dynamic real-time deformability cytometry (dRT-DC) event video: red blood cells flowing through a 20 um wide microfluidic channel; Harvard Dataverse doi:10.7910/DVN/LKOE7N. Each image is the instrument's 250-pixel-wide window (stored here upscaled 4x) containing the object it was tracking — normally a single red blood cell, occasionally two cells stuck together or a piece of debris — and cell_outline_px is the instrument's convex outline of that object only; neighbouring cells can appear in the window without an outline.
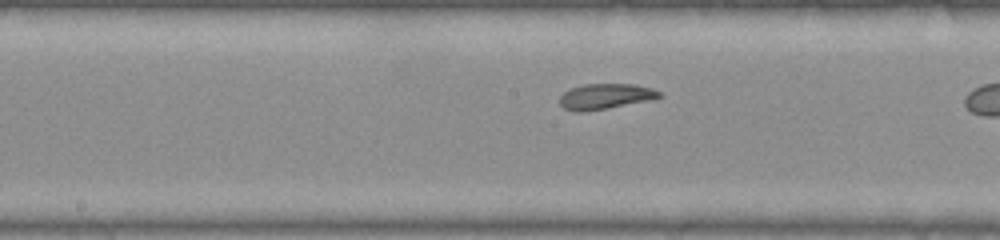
{"species": "common noctule bat (a hibernating species)", "species_latin": "Nyctalus noctula", "temperature_condition": "warm", "stored_images_in_passage": 26, "camera_frame_rate_fps": 3000, "um_per_image_px": 0.085, "animal": {"sex": "female", "body_mass_g": 22.0, "forearm_length_mm": 56.7}, "frame": {"image": 1, "passage_image": 12, "time_ms": 3.667, "image_size_px": [1000, 240], "cell_outline_px": [[664, 96], [652, 100], [608, 108], [580, 112], [572, 112], [564, 108], [560, 104], [560, 96], [564, 92], [572, 88], [584, 84], [636, 84], [652, 88], [660, 92]], "centroid_in_image_um": [51.49, 8.2], "position_along_channel_um": 196.7, "area_um2": 14.91}}
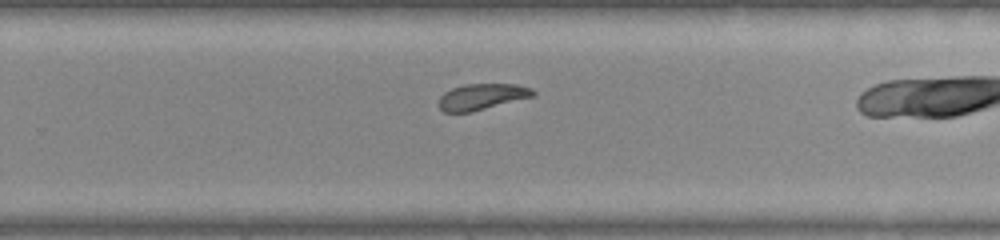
{"frame": {"image": 2, "passage_image": 19, "time_ms": 6.0, "image_size_px": [1000, 240], "cell_outline_px": [[536, 92], [532, 96], [472, 112], [444, 112], [440, 108], [440, 96], [444, 92], [452, 88], [464, 84], [516, 84], [532, 88]], "centroid_in_image_um": [40.95, 8.21], "position_along_channel_um": 288.9, "area_um2": 14.16}}
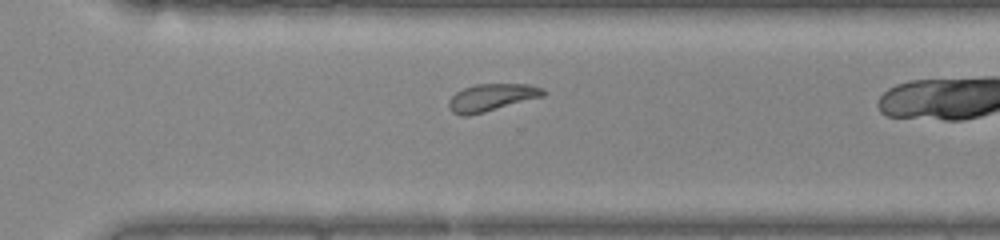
{"frame": {"image": 3, "passage_image": 22, "time_ms": 7.0, "image_size_px": [1000, 240], "cell_outline_px": [[544, 96], [484, 112], [468, 116], [460, 116], [452, 112], [448, 108], [448, 100], [456, 92], [464, 88], [476, 84], [528, 84], [544, 88]], "centroid_in_image_um": [41.75, 8.29], "position_along_channel_um": 328.9, "area_um2": 15.03}}